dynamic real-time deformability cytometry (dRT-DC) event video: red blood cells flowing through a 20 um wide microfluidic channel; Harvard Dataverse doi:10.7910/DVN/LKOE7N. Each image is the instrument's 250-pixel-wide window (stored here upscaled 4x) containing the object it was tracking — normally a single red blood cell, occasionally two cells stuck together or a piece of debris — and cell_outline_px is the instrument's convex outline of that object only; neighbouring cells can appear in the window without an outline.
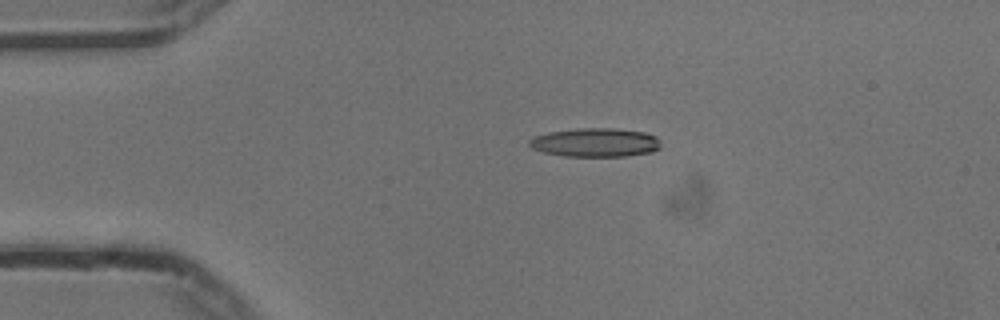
{"species": "common noctule bat (a hibernating species)", "species_latin": "Nyctalus noctula", "temperature_condition": "cold", "stored_images_in_passage": 39, "camera_frame_rate_fps": 3000, "um_per_image_px": 0.085, "animal": {"sex": "male", "body_mass_g": 13.3}, "frame": {"image": 1, "passage_image": 1, "time_ms": 0.0, "image_size_px": [1000, 320], "cell_outline_px": [[660, 148], [652, 152], [628, 156], [564, 156], [544, 152], [532, 148], [528, 144], [528, 140], [536, 136], [548, 132], [580, 128], [616, 128], [644, 132], [656, 136], [660, 144]], "centroid_in_image_um": [50.62, 12.11], "position_along_channel_um": 34.4, "area_um2": 22.08}}
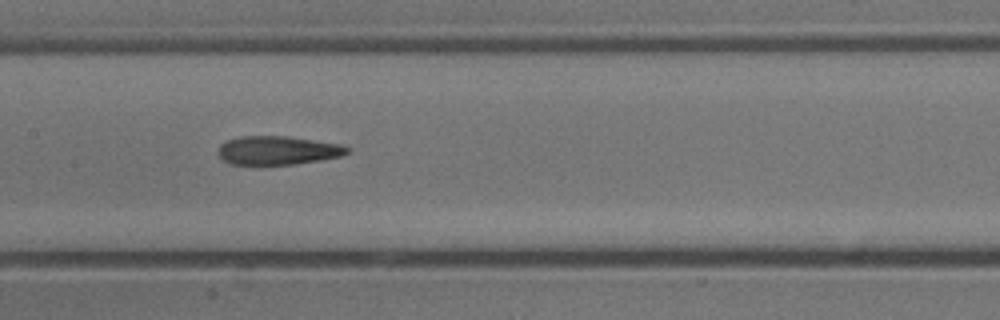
{"frame": {"image": 2, "passage_image": 16, "time_ms": 5.0, "image_size_px": [1000, 320], "cell_outline_px": [[352, 148], [348, 152], [340, 156], [320, 160], [292, 164], [232, 164], [224, 160], [216, 152], [220, 144], [228, 140], [240, 136], [288, 136], [340, 144]], "centroid_in_image_um": [23.6, 12.77], "position_along_channel_um": 183.8, "area_um2": 21.44}}
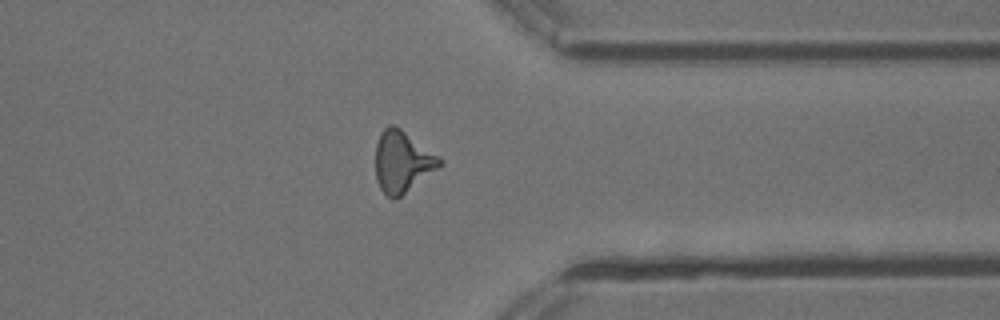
{"frame": {"image": 3, "passage_image": 32, "time_ms": 10.333, "image_size_px": [1000, 320], "cell_outline_px": [[444, 164], [400, 196], [388, 196], [380, 188], [376, 180], [376, 144], [380, 132], [388, 124], [392, 124], [400, 128], [440, 156], [444, 160]], "centroid_in_image_um": [34.21, 13.7], "position_along_channel_um": 377.2, "area_um2": 22.77}, "authors_computed_cell_mechanics": {"area_um2": 21.8484, "velocity_mm_per_s": 3.7588, "shape_relaxation_time_tau1_ms": 6.4363, "shape_relaxation_time_tau2_ms": 2.8153, "deformation_change_tau1": 0.2104, "deformation_change_tau2": 0.142}}